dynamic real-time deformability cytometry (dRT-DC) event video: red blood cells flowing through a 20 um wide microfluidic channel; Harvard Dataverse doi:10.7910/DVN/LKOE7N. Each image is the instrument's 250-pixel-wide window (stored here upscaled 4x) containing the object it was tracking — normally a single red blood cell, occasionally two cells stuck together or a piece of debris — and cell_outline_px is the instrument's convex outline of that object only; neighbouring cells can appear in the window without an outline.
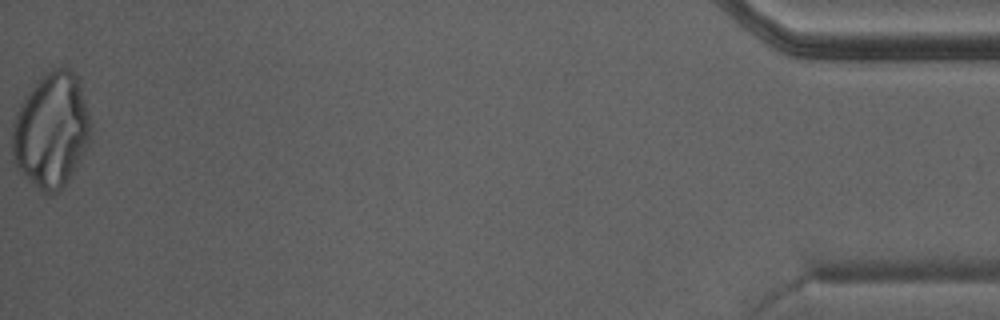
{"species": "Egyptian fruit bat (a non-hibernating species)", "species_latin": "Rousettus aegyptiacus", "temperature_condition": "warm", "stored_images_in_passage": 40, "camera_frame_rate_fps": 3000, "um_per_image_px": 0.085, "animal": {"sex": "male"}, "frame": {"image": 1, "passage_image": 40, "time_ms": 13.0, "image_size_px": [1000, 320], "cell_outline_px": [[88, 140], [80, 160], [64, 188], [52, 196], [48, 196], [28, 180], [12, 160], [12, 120], [24, 96], [32, 84], [40, 76], [56, 68], [68, 68], [76, 76], [88, 116]], "centroid_in_image_um": [4.29, 11.12], "position_along_channel_um": 430.9, "area_um2": 52.02}}